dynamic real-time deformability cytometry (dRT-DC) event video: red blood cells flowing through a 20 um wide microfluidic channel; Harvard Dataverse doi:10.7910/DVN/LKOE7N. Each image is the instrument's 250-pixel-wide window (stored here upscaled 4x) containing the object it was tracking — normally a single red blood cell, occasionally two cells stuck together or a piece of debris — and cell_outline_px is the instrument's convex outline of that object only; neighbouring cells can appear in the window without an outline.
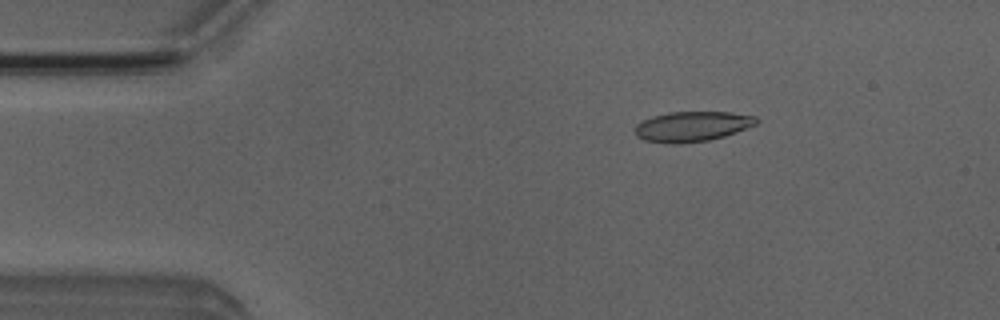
{"species": "Egyptian fruit bat (a non-hibernating species)", "species_latin": "Rousettus aegyptiacus", "temperature_condition": "room temperature", "stored_images_in_passage": 8, "camera_frame_rate_fps": 3000, "um_per_image_px": 0.085, "animal": {"sex": "male"}, "frame": {"image": 1, "passage_image": 3, "time_ms": 2.333, "image_size_px": [1000, 320], "cell_outline_px": [[756, 124], [736, 132], [724, 136], [708, 140], [680, 144], [664, 144], [644, 140], [636, 136], [636, 124], [652, 116], [668, 112], [728, 112], [756, 116]], "centroid_in_image_um": [58.79, 10.76], "position_along_channel_um": 26.2, "area_um2": 21.27}}
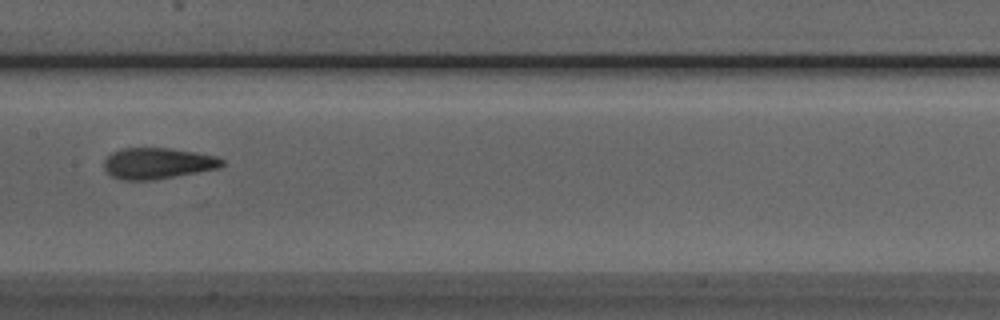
{"frame": {"image": 2, "passage_image": 8, "time_ms": 8.0, "image_size_px": [1000, 320], "cell_outline_px": [[224, 164], [220, 168], [152, 180], [120, 180], [112, 176], [104, 168], [104, 160], [112, 152], [124, 148], [168, 148], [196, 152], [216, 156], [224, 160]], "centroid_in_image_um": [13.4, 13.88], "position_along_channel_um": 194.0, "area_um2": 21.33}}